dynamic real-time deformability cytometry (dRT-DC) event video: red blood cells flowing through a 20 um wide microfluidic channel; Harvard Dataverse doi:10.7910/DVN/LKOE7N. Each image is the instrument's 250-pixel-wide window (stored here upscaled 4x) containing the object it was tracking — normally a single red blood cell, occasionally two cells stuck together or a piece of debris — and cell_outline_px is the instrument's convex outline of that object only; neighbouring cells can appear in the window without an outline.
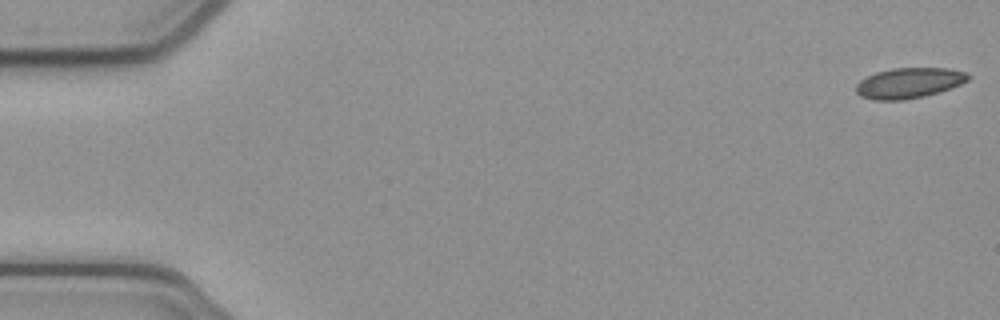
{"species": "common noctule bat (a hibernating species)", "species_latin": "Nyctalus noctula", "temperature_condition": "cold", "stored_images_in_passage": 53, "camera_frame_rate_fps": 3000, "um_per_image_px": 0.085, "animal": {"sex": "female", "body_mass_g": 21.9}, "frame": {"image": 1, "passage_image": 1, "time_ms": 0.0, "image_size_px": [1000, 320], "cell_outline_px": [[972, 76], [968, 80], [960, 84], [924, 96], [904, 100], [872, 100], [860, 96], [856, 92], [856, 84], [860, 80], [876, 72], [892, 68], [948, 68], [968, 72]], "centroid_in_image_um": [77.25, 7.05], "position_along_channel_um": 7.7, "area_um2": 19.88}}
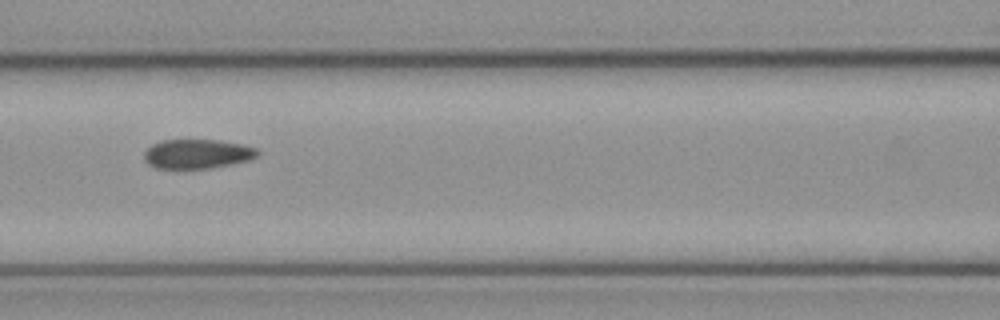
{"frame": {"image": 2, "passage_image": 23, "time_ms": 7.333, "image_size_px": [1000, 320], "cell_outline_px": [[260, 152], [256, 156], [248, 160], [232, 164], [212, 168], [156, 168], [148, 164], [144, 160], [144, 152], [152, 144], [160, 140], [216, 140], [240, 144], [256, 148]], "centroid_in_image_um": [16.74, 13.08], "position_along_channel_um": 149.9, "area_um2": 19.31}}
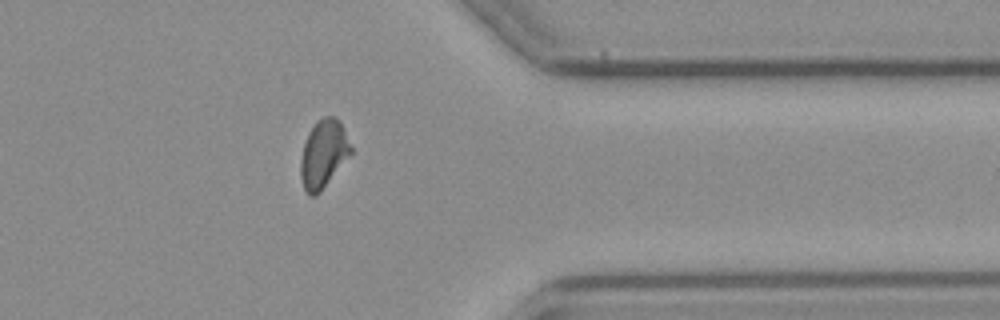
{"frame": {"image": 3, "passage_image": 42, "time_ms": 13.667, "image_size_px": [1000, 320], "cell_outline_px": [[352, 152], [320, 192], [316, 196], [308, 196], [304, 188], [300, 176], [300, 160], [304, 144], [316, 120], [324, 116], [332, 116], [340, 120], [352, 148]], "centroid_in_image_um": [27.48, 13.09], "position_along_channel_um": 383.9, "area_um2": 19.71}, "authors_computed_cell_mechanics": {"area_um2": 19.941, "velocity_mm_per_s": 3.8946, "shape_relaxation_time_tau1_ms": null, "shape_relaxation_time_tau2_ms": 1.8555, "deformation_change_tau1": null, "deformation_change_tau2": 0.0548}}